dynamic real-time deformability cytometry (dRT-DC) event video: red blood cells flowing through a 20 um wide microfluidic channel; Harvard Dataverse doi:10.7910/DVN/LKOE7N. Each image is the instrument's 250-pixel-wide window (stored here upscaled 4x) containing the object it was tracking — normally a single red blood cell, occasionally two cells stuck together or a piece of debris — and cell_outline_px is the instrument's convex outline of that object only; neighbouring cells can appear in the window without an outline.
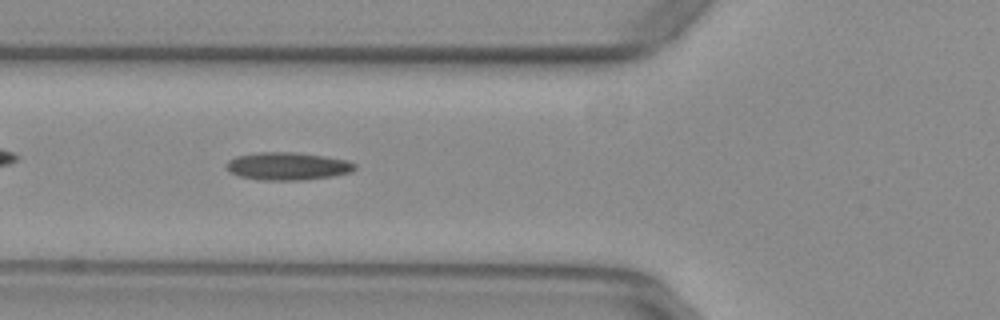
{"species": "common noctule bat (a hibernating species)", "species_latin": "Nyctalus noctula", "temperature_condition": "warm", "stored_images_in_passage": 39, "camera_frame_rate_fps": 3000, "um_per_image_px": 0.085, "animal": {"sex": "female", "body_mass_g": 29.2, "forearm_length_mm": 56.3}, "frame": {"image": 1, "passage_image": 6, "time_ms": 1.667, "image_size_px": [1000, 320], "cell_outline_px": [[356, 168], [352, 172], [332, 176], [300, 180], [260, 180], [240, 176], [228, 172], [224, 168], [224, 164], [228, 160], [236, 156], [260, 152], [296, 152], [324, 156], [348, 160], [356, 164]], "centroid_in_image_um": [24.41, 14.12], "position_along_channel_um": 101.4, "area_um2": 20.98}}
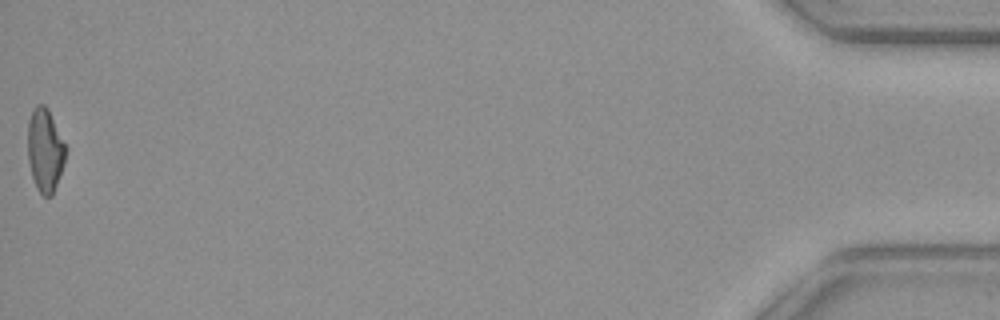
{"frame": {"image": 2, "passage_image": 39, "time_ms": 12.667, "image_size_px": [1000, 320], "cell_outline_px": [[64, 164], [52, 196], [44, 196], [36, 188], [32, 176], [28, 160], [28, 120], [32, 108], [36, 104], [44, 104], [48, 108], [64, 144]], "centroid_in_image_um": [3.79, 12.75], "position_along_channel_um": 431.4, "area_um2": 18.15}, "authors_computed_cell_mechanics": {"area_um2": 19.1896, "velocity_mm_per_s": 3.9541, "shape_relaxation_time_tau1_ms": null, "shape_relaxation_time_tau2_ms": 4.3403, "deformation_change_tau1": null, "deformation_change_tau2": 0.1404}}